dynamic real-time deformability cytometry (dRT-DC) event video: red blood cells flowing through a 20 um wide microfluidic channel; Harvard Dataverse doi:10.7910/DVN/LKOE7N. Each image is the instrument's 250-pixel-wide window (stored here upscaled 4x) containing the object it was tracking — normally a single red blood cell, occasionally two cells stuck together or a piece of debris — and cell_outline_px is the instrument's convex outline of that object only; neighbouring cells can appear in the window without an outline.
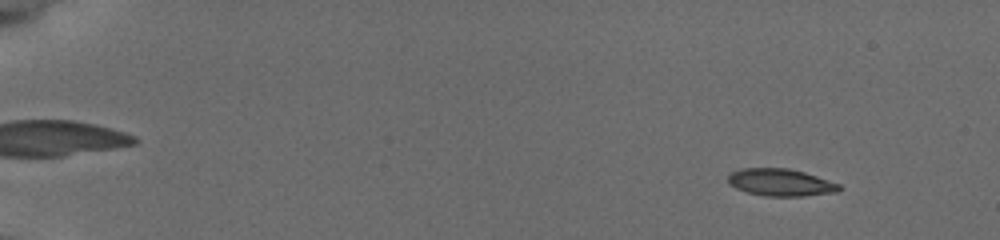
{"species": "common noctule bat (a hibernating species)", "species_latin": "Nyctalus noctula", "temperature_condition": "cold", "stored_images_in_passage": 56, "camera_frame_rate_fps": 3000, "um_per_image_px": 0.085, "animal": {"sex": "female", "body_mass_g": 19.5, "forearm_length_mm": 54.1}, "frame": {"image": 1, "passage_image": 6, "time_ms": 1.667, "image_size_px": [1000, 240], "cell_outline_px": [[840, 188], [836, 192], [804, 196], [764, 196], [748, 192], [736, 188], [728, 184], [728, 176], [732, 172], [740, 168], [788, 168], [804, 172], [840, 184]], "centroid_in_image_um": [66.32, 15.5], "position_along_channel_um": 18.7, "area_um2": 17.57}}
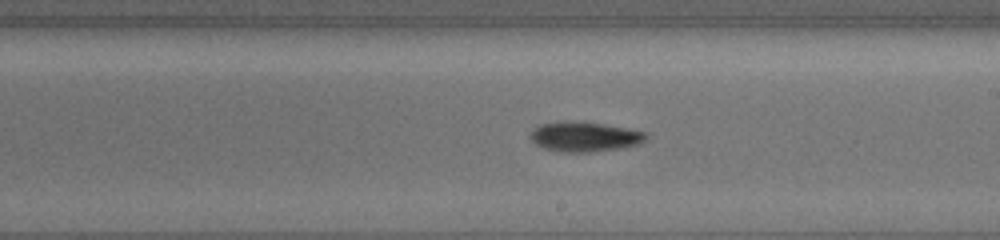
{"frame": {"image": 2, "passage_image": 35, "time_ms": 11.333, "image_size_px": [1000, 240], "cell_outline_px": [[648, 140], [640, 144], [624, 148], [588, 152], [556, 152], [544, 148], [536, 144], [528, 136], [540, 124], [604, 124], [628, 128], [648, 132]], "centroid_in_image_um": [49.81, 11.68], "position_along_channel_um": 239.2, "area_um2": 19.54}}
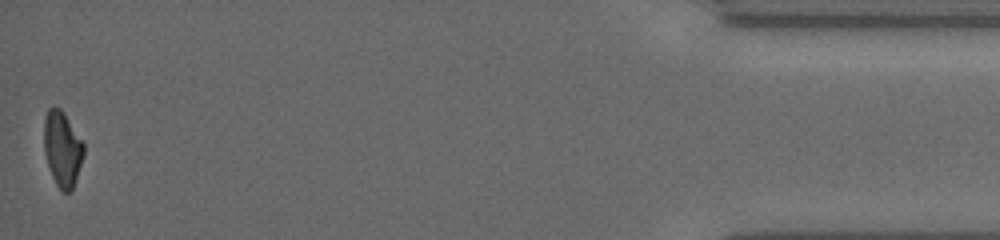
{"frame": {"image": 3, "passage_image": 56, "time_ms": 18.333, "image_size_px": [1000, 240], "cell_outline_px": [[84, 152], [72, 188], [68, 192], [64, 192], [56, 184], [52, 176], [44, 152], [44, 116], [48, 108], [60, 108], [64, 112], [84, 144]], "centroid_in_image_um": [5.28, 12.61], "position_along_channel_um": 429.9, "area_um2": 17.05}, "authors_computed_cell_mechanics": {"area_um2": 18.5538, "velocity_mm_per_s": 3.792, "shape_relaxation_time_tau1_ms": 9.9584, "shape_relaxation_time_tau2_ms": null, "deformation_change_tau1": 0.2079, "deformation_change_tau2": null}}